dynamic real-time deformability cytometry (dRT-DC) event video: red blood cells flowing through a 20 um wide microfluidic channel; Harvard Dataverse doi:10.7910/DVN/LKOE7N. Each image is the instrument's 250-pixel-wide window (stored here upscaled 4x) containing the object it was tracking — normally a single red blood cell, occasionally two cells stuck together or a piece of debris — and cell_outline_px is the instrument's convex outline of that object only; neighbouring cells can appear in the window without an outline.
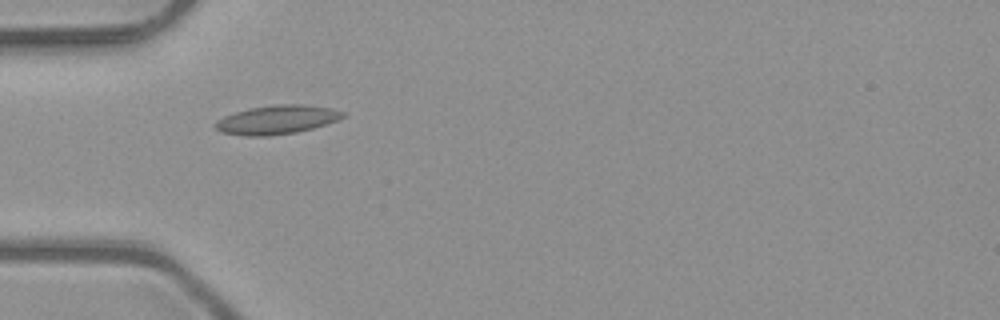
{"species": "common noctule bat (a hibernating species)", "species_latin": "Nyctalus noctula", "temperature_condition": "room temperature", "stored_images_in_passage": 3, "camera_frame_rate_fps": 3000, "um_per_image_px": 0.085, "animal": {"sex": "male", "body_mass_g": 23.1, "forearm_length_mm": 52.7}, "frame": {"image": 1, "passage_image": 1, "time_ms": 0.0, "image_size_px": [1000, 320], "cell_outline_px": [[344, 116], [336, 120], [312, 128], [296, 132], [268, 136], [244, 136], [220, 132], [212, 124], [216, 120], [224, 116], [248, 108], [276, 104], [304, 104], [332, 108], [344, 112]], "centroid_in_image_um": [23.48, 10.17], "position_along_channel_um": 61.5, "area_um2": 21.44}}
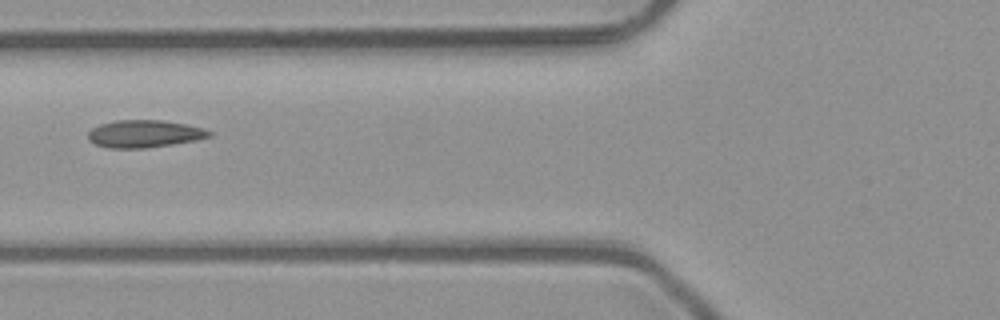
{"frame": {"image": 2, "passage_image": 2, "time_ms": 0.333, "image_size_px": [1000, 320], "cell_outline_px": [[212, 136], [196, 140], [148, 148], [108, 148], [96, 144], [88, 140], [88, 132], [92, 128], [100, 124], [116, 120], [164, 120], [204, 128], [212, 132]], "centroid_in_image_um": [12.27, 11.37], "position_along_channel_um": 113.5, "area_um2": 19.42}}
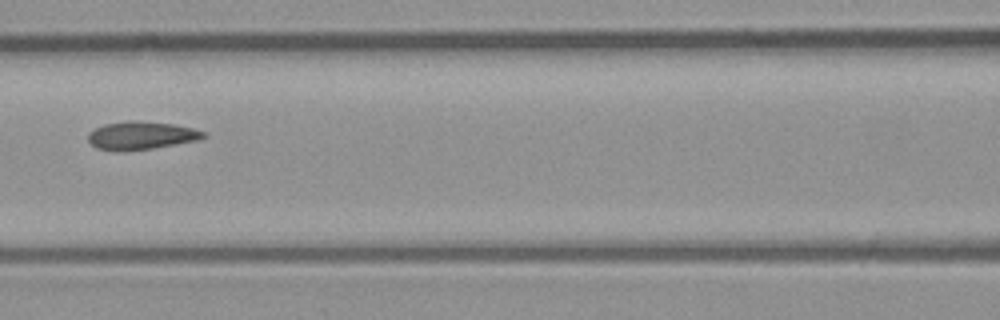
{"frame": {"image": 3, "passage_image": 3, "time_ms": 0.667, "image_size_px": [1000, 320], "cell_outline_px": [[208, 136], [196, 140], [176, 144], [152, 148], [96, 148], [88, 140], [88, 132], [104, 124], [128, 120], [136, 120], [172, 124], [192, 128], [204, 132]], "centroid_in_image_um": [12.03, 11.46], "position_along_channel_um": 154.6, "area_um2": 18.03}}